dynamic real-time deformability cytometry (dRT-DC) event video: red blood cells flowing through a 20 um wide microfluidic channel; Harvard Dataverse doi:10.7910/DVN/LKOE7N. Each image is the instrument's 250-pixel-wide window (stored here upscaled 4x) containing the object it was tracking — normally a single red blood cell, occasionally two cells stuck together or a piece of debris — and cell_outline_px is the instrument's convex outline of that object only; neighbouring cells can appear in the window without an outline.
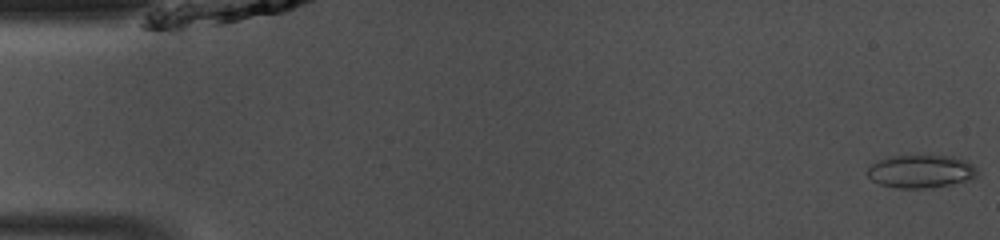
{"species": "common noctule bat (a hibernating species)", "species_latin": "Nyctalus noctula", "temperature_condition": "room temperature", "stored_images_in_passage": 47, "camera_frame_rate_fps": 3000, "um_per_image_px": 0.085, "animal": {"sex": "male", "body_mass_g": 13.0, "forearm_length_mm": 53.1}, "frame": {"image": 1, "passage_image": 1, "time_ms": 0.0, "image_size_px": [1000, 240], "cell_outline_px": [[980, 172], [972, 180], [924, 188], [896, 188], [880, 184], [872, 180], [868, 176], [868, 168], [872, 164], [888, 156], [952, 156], [968, 160]], "centroid_in_image_um": [78.32, 14.56], "position_along_channel_um": 6.7, "area_um2": 21.1}}
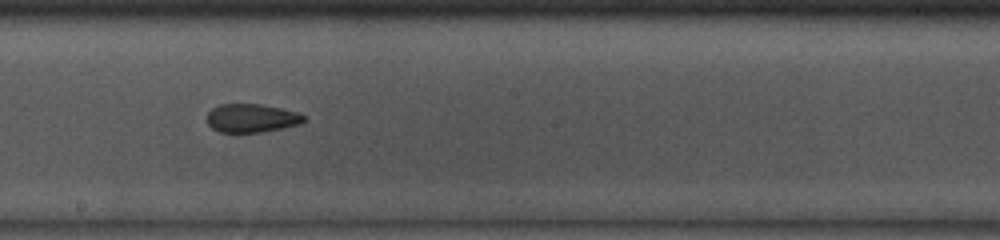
{"frame": {"image": 2, "passage_image": 26, "time_ms": 8.333, "image_size_px": [1000, 240], "cell_outline_px": [[308, 120], [300, 124], [260, 132], [220, 132], [212, 128], [208, 124], [208, 112], [212, 108], [220, 104], [260, 104], [280, 108], [296, 112], [308, 116]], "centroid_in_image_um": [21.41, 10.03], "position_along_channel_um": 226.8, "area_um2": 16.07}}
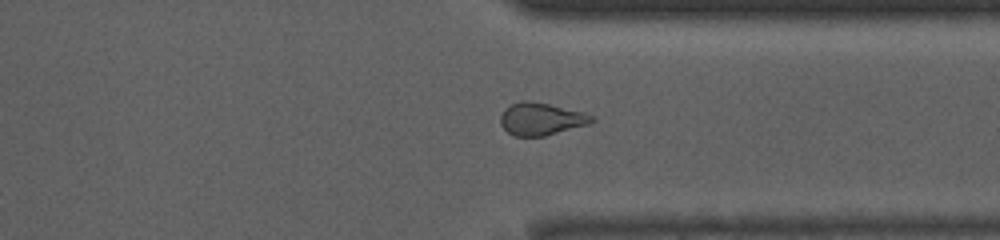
{"frame": {"image": 3, "passage_image": 36, "time_ms": 11.667, "image_size_px": [1000, 240], "cell_outline_px": [[596, 120], [588, 124], [544, 136], [516, 136], [508, 132], [500, 124], [500, 116], [504, 108], [512, 104], [524, 100], [548, 104], [584, 112], [592, 116]], "centroid_in_image_um": [45.98, 10.11], "position_along_channel_um": 365.4, "area_um2": 17.05}, "authors_computed_cell_mechanics": {"area_um2": 17.918, "velocity_mm_per_s": 4.17, "shape_relaxation_time_tau1_ms": null, "shape_relaxation_time_tau2_ms": 1.9263, "deformation_change_tau1": null, "deformation_change_tau2": 0.0768}}